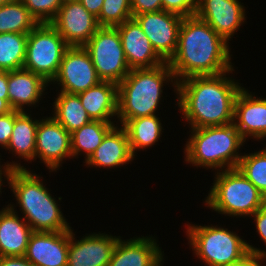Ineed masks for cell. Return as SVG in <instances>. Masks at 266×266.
I'll return each mask as SVG.
<instances>
[{"label":"cell","instance_id":"cell-1","mask_svg":"<svg viewBox=\"0 0 266 266\" xmlns=\"http://www.w3.org/2000/svg\"><path fill=\"white\" fill-rule=\"evenodd\" d=\"M228 42L207 22L183 17L176 51L167 62L178 81L193 76H214L233 69Z\"/></svg>","mask_w":266,"mask_h":266},{"label":"cell","instance_id":"cell-2","mask_svg":"<svg viewBox=\"0 0 266 266\" xmlns=\"http://www.w3.org/2000/svg\"><path fill=\"white\" fill-rule=\"evenodd\" d=\"M193 76L177 83L179 110L191 128L224 126L234 122L235 101L243 88L226 73Z\"/></svg>","mask_w":266,"mask_h":266},{"label":"cell","instance_id":"cell-3","mask_svg":"<svg viewBox=\"0 0 266 266\" xmlns=\"http://www.w3.org/2000/svg\"><path fill=\"white\" fill-rule=\"evenodd\" d=\"M5 178L33 231L58 232L71 227L43 180L28 169H9Z\"/></svg>","mask_w":266,"mask_h":266},{"label":"cell","instance_id":"cell-4","mask_svg":"<svg viewBox=\"0 0 266 266\" xmlns=\"http://www.w3.org/2000/svg\"><path fill=\"white\" fill-rule=\"evenodd\" d=\"M169 81L177 93L178 82L167 62L154 68L131 69L117 85V118L122 126L130 119L156 115L163 93V83Z\"/></svg>","mask_w":266,"mask_h":266},{"label":"cell","instance_id":"cell-5","mask_svg":"<svg viewBox=\"0 0 266 266\" xmlns=\"http://www.w3.org/2000/svg\"><path fill=\"white\" fill-rule=\"evenodd\" d=\"M190 129L191 135L184 148L186 163L207 169L218 168L217 171L237 167L242 157L239 149L245 140L234 123Z\"/></svg>","mask_w":266,"mask_h":266},{"label":"cell","instance_id":"cell-6","mask_svg":"<svg viewBox=\"0 0 266 266\" xmlns=\"http://www.w3.org/2000/svg\"><path fill=\"white\" fill-rule=\"evenodd\" d=\"M215 176L205 205L219 214L251 217L266 204V198L237 168L217 171Z\"/></svg>","mask_w":266,"mask_h":266},{"label":"cell","instance_id":"cell-7","mask_svg":"<svg viewBox=\"0 0 266 266\" xmlns=\"http://www.w3.org/2000/svg\"><path fill=\"white\" fill-rule=\"evenodd\" d=\"M192 250L206 266H227L249 253L247 241L227 228L187 224Z\"/></svg>","mask_w":266,"mask_h":266},{"label":"cell","instance_id":"cell-8","mask_svg":"<svg viewBox=\"0 0 266 266\" xmlns=\"http://www.w3.org/2000/svg\"><path fill=\"white\" fill-rule=\"evenodd\" d=\"M68 48L63 37L50 23H38L28 33L23 68L51 84Z\"/></svg>","mask_w":266,"mask_h":266},{"label":"cell","instance_id":"cell-9","mask_svg":"<svg viewBox=\"0 0 266 266\" xmlns=\"http://www.w3.org/2000/svg\"><path fill=\"white\" fill-rule=\"evenodd\" d=\"M83 47L102 81L118 85L130 72L117 27L100 26Z\"/></svg>","mask_w":266,"mask_h":266},{"label":"cell","instance_id":"cell-10","mask_svg":"<svg viewBox=\"0 0 266 266\" xmlns=\"http://www.w3.org/2000/svg\"><path fill=\"white\" fill-rule=\"evenodd\" d=\"M101 81L85 48L69 47L63 55L58 73L52 82L60 84L61 92L78 94Z\"/></svg>","mask_w":266,"mask_h":266},{"label":"cell","instance_id":"cell-11","mask_svg":"<svg viewBox=\"0 0 266 266\" xmlns=\"http://www.w3.org/2000/svg\"><path fill=\"white\" fill-rule=\"evenodd\" d=\"M50 24L69 47H83L100 27L97 17L88 12L79 0H63Z\"/></svg>","mask_w":266,"mask_h":266},{"label":"cell","instance_id":"cell-12","mask_svg":"<svg viewBox=\"0 0 266 266\" xmlns=\"http://www.w3.org/2000/svg\"><path fill=\"white\" fill-rule=\"evenodd\" d=\"M142 27L156 53L168 62L174 55L183 17L165 10L133 17Z\"/></svg>","mask_w":266,"mask_h":266},{"label":"cell","instance_id":"cell-13","mask_svg":"<svg viewBox=\"0 0 266 266\" xmlns=\"http://www.w3.org/2000/svg\"><path fill=\"white\" fill-rule=\"evenodd\" d=\"M37 157L50 172L58 170L63 159L72 157L71 134L53 117L42 118L38 123L35 160Z\"/></svg>","mask_w":266,"mask_h":266},{"label":"cell","instance_id":"cell-14","mask_svg":"<svg viewBox=\"0 0 266 266\" xmlns=\"http://www.w3.org/2000/svg\"><path fill=\"white\" fill-rule=\"evenodd\" d=\"M195 16L207 22L228 43L246 19L239 0H196Z\"/></svg>","mask_w":266,"mask_h":266},{"label":"cell","instance_id":"cell-15","mask_svg":"<svg viewBox=\"0 0 266 266\" xmlns=\"http://www.w3.org/2000/svg\"><path fill=\"white\" fill-rule=\"evenodd\" d=\"M70 229L67 266H108L113 249L120 236L92 233L75 240Z\"/></svg>","mask_w":266,"mask_h":266},{"label":"cell","instance_id":"cell-16","mask_svg":"<svg viewBox=\"0 0 266 266\" xmlns=\"http://www.w3.org/2000/svg\"><path fill=\"white\" fill-rule=\"evenodd\" d=\"M70 230L33 231L24 257L34 266H67Z\"/></svg>","mask_w":266,"mask_h":266},{"label":"cell","instance_id":"cell-17","mask_svg":"<svg viewBox=\"0 0 266 266\" xmlns=\"http://www.w3.org/2000/svg\"><path fill=\"white\" fill-rule=\"evenodd\" d=\"M116 27L130 69L154 68L165 63L134 18Z\"/></svg>","mask_w":266,"mask_h":266},{"label":"cell","instance_id":"cell-18","mask_svg":"<svg viewBox=\"0 0 266 266\" xmlns=\"http://www.w3.org/2000/svg\"><path fill=\"white\" fill-rule=\"evenodd\" d=\"M244 87L239 91L234 110V124L242 138L258 140L266 134V98L253 96Z\"/></svg>","mask_w":266,"mask_h":266},{"label":"cell","instance_id":"cell-19","mask_svg":"<svg viewBox=\"0 0 266 266\" xmlns=\"http://www.w3.org/2000/svg\"><path fill=\"white\" fill-rule=\"evenodd\" d=\"M12 204L0 210V257H21L27 250L33 230L19 218Z\"/></svg>","mask_w":266,"mask_h":266},{"label":"cell","instance_id":"cell-20","mask_svg":"<svg viewBox=\"0 0 266 266\" xmlns=\"http://www.w3.org/2000/svg\"><path fill=\"white\" fill-rule=\"evenodd\" d=\"M163 255L154 237L118 239L108 266H151Z\"/></svg>","mask_w":266,"mask_h":266},{"label":"cell","instance_id":"cell-21","mask_svg":"<svg viewBox=\"0 0 266 266\" xmlns=\"http://www.w3.org/2000/svg\"><path fill=\"white\" fill-rule=\"evenodd\" d=\"M134 160L126 130L122 125H114L105 135L101 144L89 157L88 166L117 168Z\"/></svg>","mask_w":266,"mask_h":266},{"label":"cell","instance_id":"cell-22","mask_svg":"<svg viewBox=\"0 0 266 266\" xmlns=\"http://www.w3.org/2000/svg\"><path fill=\"white\" fill-rule=\"evenodd\" d=\"M8 97L13 110L25 111L24 106L39 103L49 85L41 76L24 68L8 72Z\"/></svg>","mask_w":266,"mask_h":266},{"label":"cell","instance_id":"cell-23","mask_svg":"<svg viewBox=\"0 0 266 266\" xmlns=\"http://www.w3.org/2000/svg\"><path fill=\"white\" fill-rule=\"evenodd\" d=\"M81 104L92 120L111 121L118 113V86L101 81L86 91L78 93Z\"/></svg>","mask_w":266,"mask_h":266},{"label":"cell","instance_id":"cell-24","mask_svg":"<svg viewBox=\"0 0 266 266\" xmlns=\"http://www.w3.org/2000/svg\"><path fill=\"white\" fill-rule=\"evenodd\" d=\"M39 120H33L27 111H21L14 120L12 135L7 150L12 151L18 158L24 161L35 159L36 131Z\"/></svg>","mask_w":266,"mask_h":266},{"label":"cell","instance_id":"cell-25","mask_svg":"<svg viewBox=\"0 0 266 266\" xmlns=\"http://www.w3.org/2000/svg\"><path fill=\"white\" fill-rule=\"evenodd\" d=\"M53 118L70 134L92 121L78 94L59 92L53 105Z\"/></svg>","mask_w":266,"mask_h":266},{"label":"cell","instance_id":"cell-26","mask_svg":"<svg viewBox=\"0 0 266 266\" xmlns=\"http://www.w3.org/2000/svg\"><path fill=\"white\" fill-rule=\"evenodd\" d=\"M159 119L156 115H150L130 119L123 125L134 157L135 151L151 147L160 139L163 128Z\"/></svg>","mask_w":266,"mask_h":266},{"label":"cell","instance_id":"cell-27","mask_svg":"<svg viewBox=\"0 0 266 266\" xmlns=\"http://www.w3.org/2000/svg\"><path fill=\"white\" fill-rule=\"evenodd\" d=\"M114 122L92 120L71 133L72 158L84 153L85 161L95 152Z\"/></svg>","mask_w":266,"mask_h":266},{"label":"cell","instance_id":"cell-28","mask_svg":"<svg viewBox=\"0 0 266 266\" xmlns=\"http://www.w3.org/2000/svg\"><path fill=\"white\" fill-rule=\"evenodd\" d=\"M37 24L21 0H11L0 6V33L28 34Z\"/></svg>","mask_w":266,"mask_h":266},{"label":"cell","instance_id":"cell-29","mask_svg":"<svg viewBox=\"0 0 266 266\" xmlns=\"http://www.w3.org/2000/svg\"><path fill=\"white\" fill-rule=\"evenodd\" d=\"M28 34L0 33V71L23 68Z\"/></svg>","mask_w":266,"mask_h":266},{"label":"cell","instance_id":"cell-30","mask_svg":"<svg viewBox=\"0 0 266 266\" xmlns=\"http://www.w3.org/2000/svg\"><path fill=\"white\" fill-rule=\"evenodd\" d=\"M236 168L266 198V156L261 151L245 153Z\"/></svg>","mask_w":266,"mask_h":266},{"label":"cell","instance_id":"cell-31","mask_svg":"<svg viewBox=\"0 0 266 266\" xmlns=\"http://www.w3.org/2000/svg\"><path fill=\"white\" fill-rule=\"evenodd\" d=\"M132 18L131 0H104L97 22L99 26L116 27Z\"/></svg>","mask_w":266,"mask_h":266},{"label":"cell","instance_id":"cell-32","mask_svg":"<svg viewBox=\"0 0 266 266\" xmlns=\"http://www.w3.org/2000/svg\"><path fill=\"white\" fill-rule=\"evenodd\" d=\"M38 23H50L57 15L63 0H21Z\"/></svg>","mask_w":266,"mask_h":266},{"label":"cell","instance_id":"cell-33","mask_svg":"<svg viewBox=\"0 0 266 266\" xmlns=\"http://www.w3.org/2000/svg\"><path fill=\"white\" fill-rule=\"evenodd\" d=\"M162 10L182 17L194 16L196 0H162Z\"/></svg>","mask_w":266,"mask_h":266},{"label":"cell","instance_id":"cell-34","mask_svg":"<svg viewBox=\"0 0 266 266\" xmlns=\"http://www.w3.org/2000/svg\"><path fill=\"white\" fill-rule=\"evenodd\" d=\"M251 217H254L253 219L256 223L257 232L262 241L266 244V204L262 208L258 209ZM247 246L249 252L260 255L263 254V258L266 259V251L260 250L259 248L257 249L249 243H247Z\"/></svg>","mask_w":266,"mask_h":266},{"label":"cell","instance_id":"cell-35","mask_svg":"<svg viewBox=\"0 0 266 266\" xmlns=\"http://www.w3.org/2000/svg\"><path fill=\"white\" fill-rule=\"evenodd\" d=\"M21 111L12 110L11 112L0 115V146L4 149L8 146L10 137L12 135V130L14 126L15 117Z\"/></svg>","mask_w":266,"mask_h":266},{"label":"cell","instance_id":"cell-36","mask_svg":"<svg viewBox=\"0 0 266 266\" xmlns=\"http://www.w3.org/2000/svg\"><path fill=\"white\" fill-rule=\"evenodd\" d=\"M131 10L135 15L162 11V0H131Z\"/></svg>","mask_w":266,"mask_h":266},{"label":"cell","instance_id":"cell-37","mask_svg":"<svg viewBox=\"0 0 266 266\" xmlns=\"http://www.w3.org/2000/svg\"><path fill=\"white\" fill-rule=\"evenodd\" d=\"M0 266H34L24 256L0 257Z\"/></svg>","mask_w":266,"mask_h":266},{"label":"cell","instance_id":"cell-38","mask_svg":"<svg viewBox=\"0 0 266 266\" xmlns=\"http://www.w3.org/2000/svg\"><path fill=\"white\" fill-rule=\"evenodd\" d=\"M260 262V254L249 252L241 260L227 266H258Z\"/></svg>","mask_w":266,"mask_h":266},{"label":"cell","instance_id":"cell-39","mask_svg":"<svg viewBox=\"0 0 266 266\" xmlns=\"http://www.w3.org/2000/svg\"><path fill=\"white\" fill-rule=\"evenodd\" d=\"M83 7L95 17H98L101 8L103 6L104 0H79Z\"/></svg>","mask_w":266,"mask_h":266},{"label":"cell","instance_id":"cell-40","mask_svg":"<svg viewBox=\"0 0 266 266\" xmlns=\"http://www.w3.org/2000/svg\"><path fill=\"white\" fill-rule=\"evenodd\" d=\"M8 72L0 71V98L9 102L8 97Z\"/></svg>","mask_w":266,"mask_h":266},{"label":"cell","instance_id":"cell-41","mask_svg":"<svg viewBox=\"0 0 266 266\" xmlns=\"http://www.w3.org/2000/svg\"><path fill=\"white\" fill-rule=\"evenodd\" d=\"M9 169H25V167L24 166H21L20 163L18 164V163H14V162L5 163L4 166L3 165L2 166L0 165V193H1V190H2L1 187L4 184L2 182L3 181L2 175L4 174L3 176L5 177V175L7 174V171Z\"/></svg>","mask_w":266,"mask_h":266},{"label":"cell","instance_id":"cell-42","mask_svg":"<svg viewBox=\"0 0 266 266\" xmlns=\"http://www.w3.org/2000/svg\"><path fill=\"white\" fill-rule=\"evenodd\" d=\"M13 109L10 106L9 102L5 99L0 98V115L7 114L11 112Z\"/></svg>","mask_w":266,"mask_h":266},{"label":"cell","instance_id":"cell-43","mask_svg":"<svg viewBox=\"0 0 266 266\" xmlns=\"http://www.w3.org/2000/svg\"><path fill=\"white\" fill-rule=\"evenodd\" d=\"M163 256H164V254L151 266H162L163 264L161 262L164 259Z\"/></svg>","mask_w":266,"mask_h":266},{"label":"cell","instance_id":"cell-44","mask_svg":"<svg viewBox=\"0 0 266 266\" xmlns=\"http://www.w3.org/2000/svg\"><path fill=\"white\" fill-rule=\"evenodd\" d=\"M263 138H264V139L266 138V134L263 135V136H261V137L259 138V140H260V139L263 140ZM265 146H266V145H265ZM261 152L266 156V147H265L264 149H262Z\"/></svg>","mask_w":266,"mask_h":266},{"label":"cell","instance_id":"cell-45","mask_svg":"<svg viewBox=\"0 0 266 266\" xmlns=\"http://www.w3.org/2000/svg\"><path fill=\"white\" fill-rule=\"evenodd\" d=\"M11 0H0V6L5 4V3H8L10 2Z\"/></svg>","mask_w":266,"mask_h":266},{"label":"cell","instance_id":"cell-46","mask_svg":"<svg viewBox=\"0 0 266 266\" xmlns=\"http://www.w3.org/2000/svg\"><path fill=\"white\" fill-rule=\"evenodd\" d=\"M263 260H265V259L263 258V254H261V255H260V262H259V265H258V266H262V265H261V264H262L261 262H262Z\"/></svg>","mask_w":266,"mask_h":266}]
</instances>
